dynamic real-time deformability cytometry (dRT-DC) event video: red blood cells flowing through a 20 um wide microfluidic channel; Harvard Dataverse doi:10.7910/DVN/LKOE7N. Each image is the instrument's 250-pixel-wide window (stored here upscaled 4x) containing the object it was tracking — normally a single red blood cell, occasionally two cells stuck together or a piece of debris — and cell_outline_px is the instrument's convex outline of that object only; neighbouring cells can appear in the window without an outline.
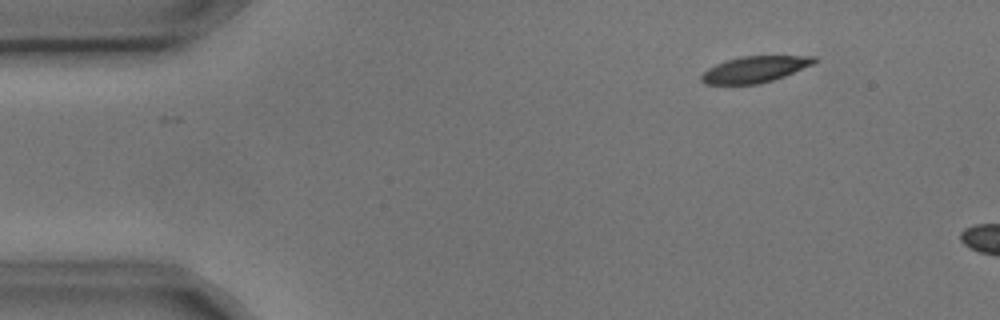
{"species": "common noctule bat (a hibernating species)", "species_latin": "Nyctalus noctula", "temperature_condition": "cold", "stored_images_in_passage": 3, "camera_frame_rate_fps": 3000, "um_per_image_px": 0.085, "animal": {"sex": "male", "body_mass_g": 17.9, "forearm_length_mm": 54.2}, "frame": {"image": 1, "passage_image": 3, "time_ms": 0.667, "image_size_px": [1000, 320], "cell_outline_px": [[816, 60], [812, 64], [784, 76], [760, 84], [704, 84], [700, 80], [700, 76], [708, 68], [716, 64], [740, 56], [816, 56]], "centroid_in_image_um": [64.11, 5.9], "position_along_channel_um": 20.9, "area_um2": 17.05}}